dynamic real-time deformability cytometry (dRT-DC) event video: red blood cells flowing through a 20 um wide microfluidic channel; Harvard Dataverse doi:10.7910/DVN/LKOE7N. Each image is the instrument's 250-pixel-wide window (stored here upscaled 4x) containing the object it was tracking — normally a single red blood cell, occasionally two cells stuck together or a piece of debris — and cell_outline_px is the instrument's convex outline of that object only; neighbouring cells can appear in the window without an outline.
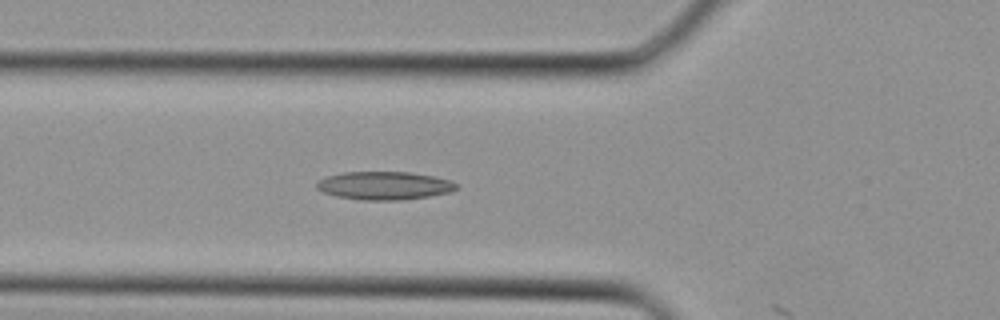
{"species": "Egyptian fruit bat (a non-hibernating species)", "species_latin": "Rousettus aegyptiacus", "temperature_condition": "cold", "stored_images_in_passage": 13, "camera_frame_rate_fps": 3000, "um_per_image_px": 0.085, "animal": {"sex": "female"}, "frame": {"image": 1, "passage_image": 12, "time_ms": 3.667, "image_size_px": [1000, 320], "cell_outline_px": [[460, 188], [448, 192], [428, 196], [400, 200], [360, 200], [336, 196], [324, 192], [316, 188], [316, 180], [328, 176], [344, 172], [412, 172], [436, 176], [452, 180]], "centroid_in_image_um": [32.68, 15.77], "position_along_channel_um": 93.1, "area_um2": 23.06}}